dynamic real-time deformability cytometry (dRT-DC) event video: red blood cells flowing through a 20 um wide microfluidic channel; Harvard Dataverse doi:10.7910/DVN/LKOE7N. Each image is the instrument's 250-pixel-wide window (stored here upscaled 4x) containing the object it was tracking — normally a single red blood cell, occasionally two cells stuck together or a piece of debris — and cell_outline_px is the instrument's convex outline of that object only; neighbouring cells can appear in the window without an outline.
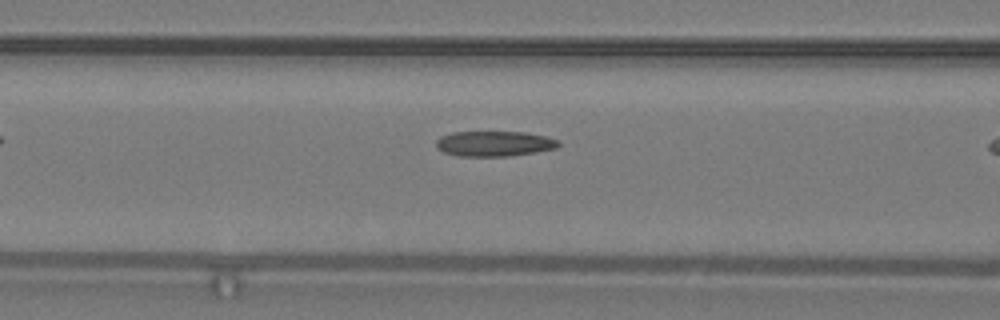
{"species": "common noctule bat (a hibernating species)", "species_latin": "Nyctalus noctula", "temperature_condition": "warm", "stored_images_in_passage": 8, "camera_frame_rate_fps": 3000, "um_per_image_px": 0.085, "animal": {"sex": "male", "body_mass_g": 19.2, "forearm_length_mm": 51.8}, "frame": {"image": 1, "passage_image": 6, "time_ms": 1.667, "image_size_px": [1000, 320], "cell_outline_px": [[560, 144], [556, 148], [536, 152], [508, 156], [460, 156], [444, 152], [436, 148], [436, 140], [440, 136], [452, 132], [524, 132], [548, 136], [560, 140]], "centroid_in_image_um": [42.03, 12.2], "position_along_channel_um": 124.6, "area_um2": 18.15}}